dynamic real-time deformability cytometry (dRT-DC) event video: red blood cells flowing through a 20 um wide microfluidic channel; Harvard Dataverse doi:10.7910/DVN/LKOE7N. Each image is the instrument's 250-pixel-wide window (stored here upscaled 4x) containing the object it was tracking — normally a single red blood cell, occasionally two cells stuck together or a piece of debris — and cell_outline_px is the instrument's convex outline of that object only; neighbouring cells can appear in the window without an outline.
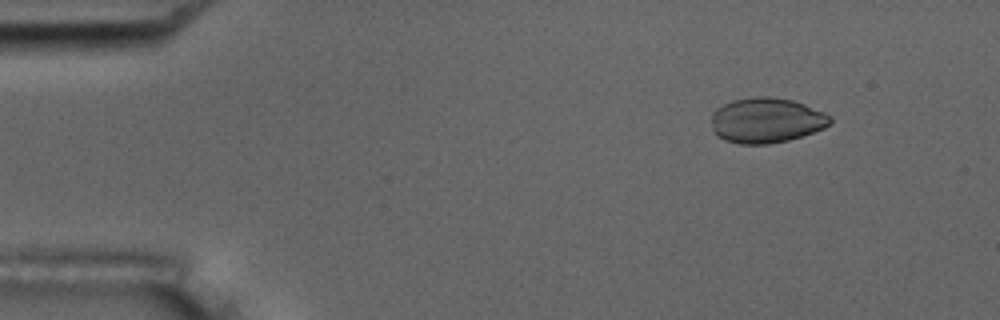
{"species": "common noctule bat (a hibernating species)", "species_latin": "Nyctalus noctula", "temperature_condition": "room temperature", "stored_images_in_passage": 5, "camera_frame_rate_fps": 3000, "um_per_image_px": 0.085, "animal": {"sex": "male", "body_mass_g": 17.5, "forearm_length_mm": 52.3}, "frame": {"image": 1, "passage_image": 2, "time_ms": 1.0, "image_size_px": [1000, 320], "cell_outline_px": [[832, 120], [824, 128], [788, 140], [768, 144], [740, 144], [724, 140], [716, 136], [712, 128], [712, 112], [716, 108], [732, 100], [756, 96], [768, 96], [792, 100], [804, 104], [824, 112], [832, 116]], "centroid_in_image_um": [65.11, 10.22], "position_along_channel_um": 19.9, "area_um2": 31.33}}